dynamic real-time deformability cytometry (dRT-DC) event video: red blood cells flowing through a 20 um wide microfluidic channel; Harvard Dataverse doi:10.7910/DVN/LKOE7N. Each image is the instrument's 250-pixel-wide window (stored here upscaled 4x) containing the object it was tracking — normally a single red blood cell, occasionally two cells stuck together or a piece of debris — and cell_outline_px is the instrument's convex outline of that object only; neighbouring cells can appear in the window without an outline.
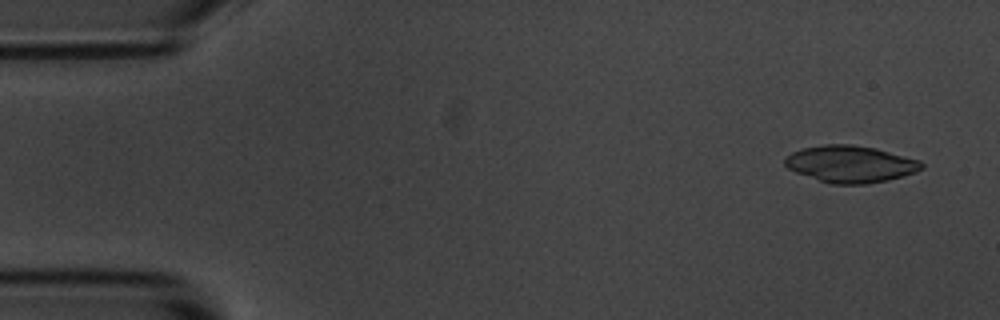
{"species": "common noctule bat (a hibernating species)", "species_latin": "Nyctalus noctula", "temperature_condition": "room temperature", "stored_images_in_passage": 4, "camera_frame_rate_fps": 3000, "um_per_image_px": 0.085, "animal": {"sex": "male", "body_mass_g": 20.1, "forearm_length_mm": 53.5}, "frame": {"image": 1, "passage_image": 1, "time_ms": 0.0, "image_size_px": [1000, 320], "cell_outline_px": [[924, 168], [916, 172], [904, 176], [888, 180], [868, 184], [832, 184], [796, 172], [788, 168], [784, 164], [784, 156], [800, 148], [824, 144], [852, 144], [876, 148], [920, 160], [924, 164]], "centroid_in_image_um": [72.3, 13.93], "position_along_channel_um": 12.7, "area_um2": 29.59}}